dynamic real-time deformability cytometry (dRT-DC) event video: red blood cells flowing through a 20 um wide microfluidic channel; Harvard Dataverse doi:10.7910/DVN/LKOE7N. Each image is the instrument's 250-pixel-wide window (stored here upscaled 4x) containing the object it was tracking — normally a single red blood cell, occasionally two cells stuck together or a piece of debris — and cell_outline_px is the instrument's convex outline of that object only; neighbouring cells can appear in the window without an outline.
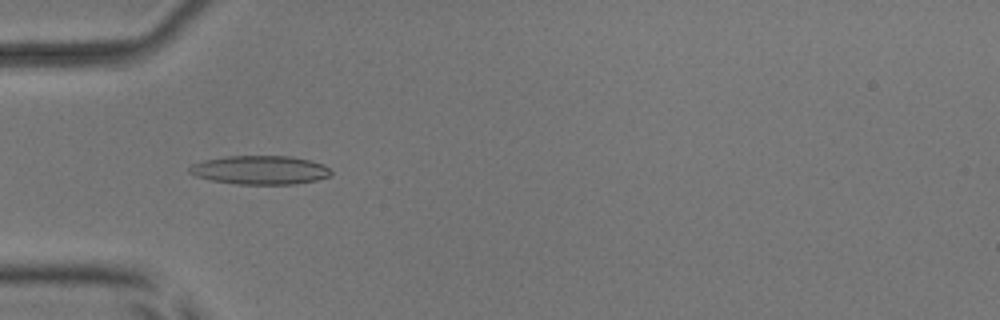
{"species": "common noctule bat (a hibernating species)", "species_latin": "Nyctalus noctula", "temperature_condition": "room temperature", "stored_images_in_passage": 39, "camera_frame_rate_fps": 3000, "um_per_image_px": 0.085, "animal": {"sex": "male", "body_mass_g": 17.9, "forearm_length_mm": 54.2}, "frame": {"image": 1, "passage_image": 3, "time_ms": 0.667, "image_size_px": [1000, 320], "cell_outline_px": [[332, 172], [328, 176], [316, 180], [296, 184], [236, 184], [212, 180], [196, 176], [188, 172], [188, 168], [192, 164], [204, 160], [228, 156], [292, 156], [312, 160], [324, 164]], "centroid_in_image_um": [22.11, 14.44], "position_along_channel_um": 62.9, "area_um2": 23.76}}
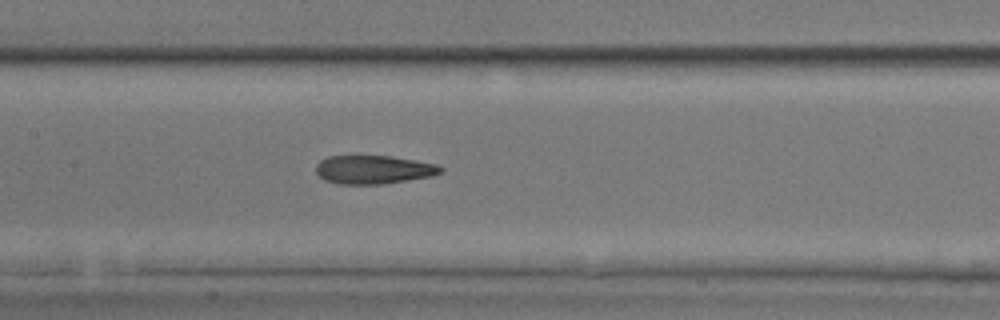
{"frame": {"image": 2, "passage_image": 12, "time_ms": 3.667, "image_size_px": [1000, 320], "cell_outline_px": [[444, 172], [432, 176], [384, 184], [340, 184], [324, 180], [316, 172], [316, 164], [320, 160], [328, 156], [388, 156], [416, 160], [436, 164], [444, 168]], "centroid_in_image_um": [31.77, 14.42], "position_along_channel_um": 175.6, "area_um2": 20.81}}
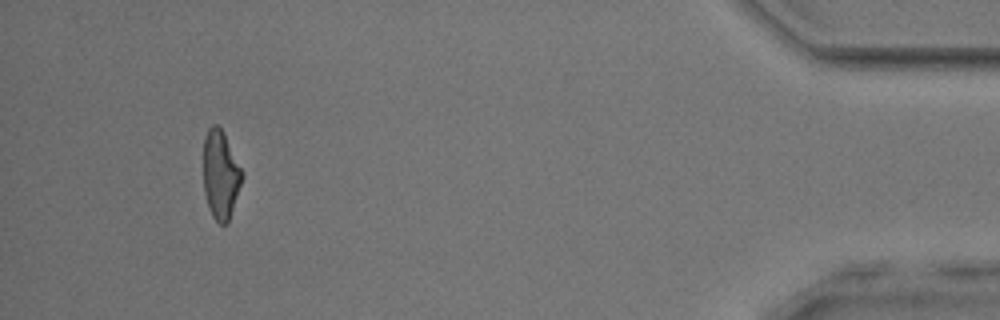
{"frame": {"image": 3, "passage_image": 36, "time_ms": 11.667, "image_size_px": [1000, 320], "cell_outline_px": [[244, 176], [228, 224], [220, 224], [212, 216], [204, 192], [204, 136], [208, 128], [212, 124], [216, 124], [224, 132], [244, 172]], "centroid_in_image_um": [18.77, 14.83], "position_along_channel_um": 416.4, "area_um2": 20.17}, "authors_computed_cell_mechanics": {"area_um2": 20.8658, "velocity_mm_per_s": 3.8453, "shape_relaxation_time_tau1_ms": null, "shape_relaxation_time_tau2_ms": 2.4272, "deformation_change_tau1": null, "deformation_change_tau2": 0.1162}}